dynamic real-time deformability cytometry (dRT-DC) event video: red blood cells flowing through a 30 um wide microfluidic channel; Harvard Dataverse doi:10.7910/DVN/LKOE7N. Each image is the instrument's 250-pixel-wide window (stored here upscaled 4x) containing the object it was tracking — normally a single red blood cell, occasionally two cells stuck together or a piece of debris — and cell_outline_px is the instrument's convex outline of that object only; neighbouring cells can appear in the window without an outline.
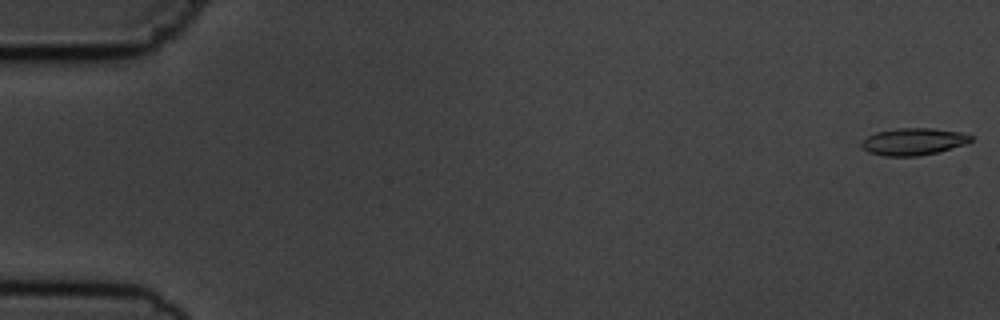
{"species": "common noctule bat (a hibernating species)", "species_latin": "Nyctalus noctula", "temperature_condition": "cold", "stored_images_in_passage": 8, "camera_frame_rate_fps": 3000, "um_per_image_px": 0.085, "animal": {"sex": "male", "body_mass_g": 19.5, "forearm_length_mm": 54.6}, "frame": {"image": 1, "passage_image": 1, "time_ms": 0.0, "image_size_px": [1000, 320], "cell_outline_px": [[972, 140], [964, 144], [936, 152], [920, 156], [884, 156], [868, 152], [860, 148], [860, 144], [868, 136], [876, 132], [896, 128], [932, 128], [964, 132], [972, 136]], "centroid_in_image_um": [77.61, 12.03], "position_along_channel_um": 7.4, "area_um2": 17.28}}
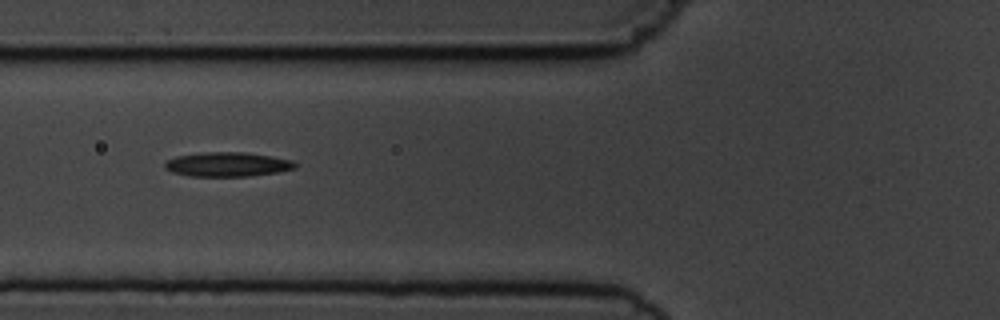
{"frame": {"image": 2, "passage_image": 6, "time_ms": 6.667, "image_size_px": [1000, 320], "cell_outline_px": [[296, 168], [276, 172], [248, 176], [188, 176], [172, 172], [164, 168], [164, 164], [168, 160], [176, 156], [208, 152], [244, 152], [292, 160], [296, 164]], "centroid_in_image_um": [19.3, 13.97], "position_along_channel_um": 106.5, "area_um2": 18.26}}
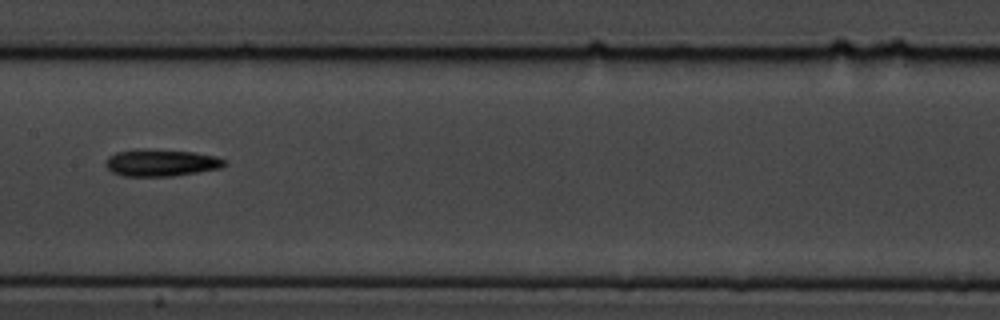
{"frame": {"image": 3, "passage_image": 8, "time_ms": 9.0, "image_size_px": [1000, 320], "cell_outline_px": [[228, 164], [220, 168], [172, 176], [124, 176], [112, 172], [104, 164], [104, 160], [108, 156], [116, 152], [136, 148], [144, 148], [196, 152], [216, 156], [228, 160]], "centroid_in_image_um": [13.68, 13.81], "position_along_channel_um": 193.7, "area_um2": 19.07}}